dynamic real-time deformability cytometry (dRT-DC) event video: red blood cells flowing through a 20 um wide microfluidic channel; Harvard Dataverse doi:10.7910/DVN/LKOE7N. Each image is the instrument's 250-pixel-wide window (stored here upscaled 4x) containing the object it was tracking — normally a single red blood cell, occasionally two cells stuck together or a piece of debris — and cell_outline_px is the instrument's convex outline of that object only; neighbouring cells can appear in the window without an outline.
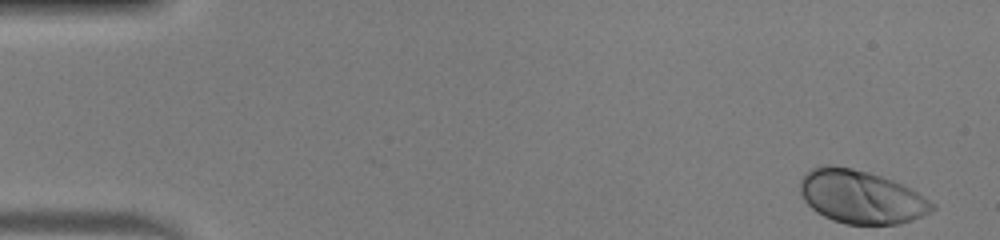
{"species": "human", "species_latin": "Homo sapiens", "temperature_condition": "warm", "stored_images_in_passage": 47, "camera_frame_rate_fps": 3000, "um_per_image_px": 0.085, "donor": {"sex": "male"}, "frame": {"image": 1, "passage_image": 1, "time_ms": 0.0, "image_size_px": [1000, 240], "cell_outline_px": [[936, 208], [912, 220], [900, 224], [844, 224], [832, 220], [816, 212], [804, 200], [800, 192], [800, 180], [812, 168], [824, 164], [828, 164], [852, 168], [868, 172], [892, 180], [916, 192], [936, 204]], "centroid_in_image_um": [73.16, 16.74], "position_along_channel_um": 11.8, "area_um2": 40.69}}
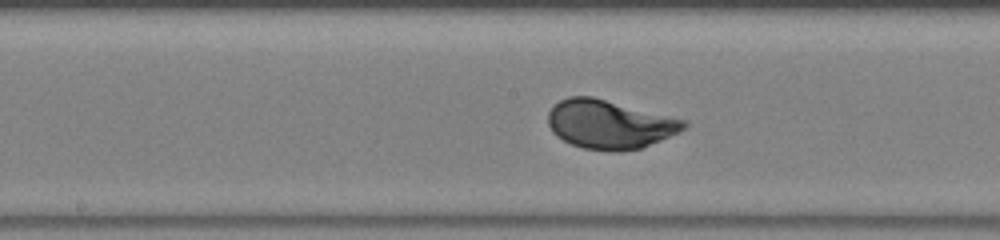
{"frame": {"image": 2, "passage_image": 24, "time_ms": 7.667, "image_size_px": [1000, 240], "cell_outline_px": [[688, 124], [680, 132], [640, 148], [620, 152], [608, 152], [584, 148], [572, 144], [556, 136], [552, 132], [548, 124], [548, 112], [560, 100], [568, 96], [592, 96], [688, 120]], "centroid_in_image_um": [51.82, 10.57], "position_along_channel_um": 196.4, "area_um2": 38.73}}
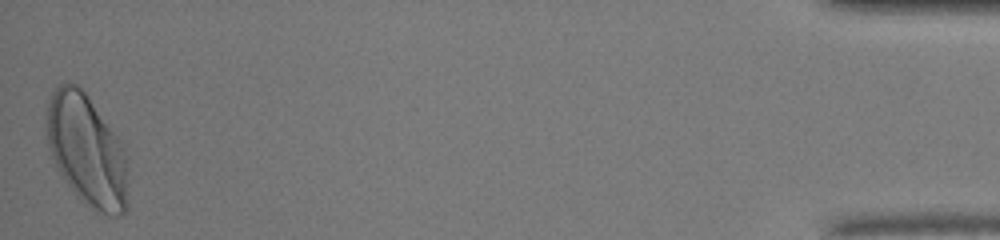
{"frame": {"image": 3, "passage_image": 47, "time_ms": 15.333, "image_size_px": [1000, 240], "cell_outline_px": [[128, 208], [124, 212], [116, 216], [108, 216], [84, 204], [76, 196], [56, 168], [48, 148], [44, 128], [48, 96], [60, 84], [76, 84], [84, 92], [112, 132], [128, 156]], "centroid_in_image_um": [7.35, 12.85], "position_along_channel_um": 427.9, "area_um2": 53.18}, "authors_computed_cell_mechanics": {"area_um2": 38.3792, "velocity_mm_per_s": 4.2149, "shape_relaxation_time_tau1_ms": 1.6295, "shape_relaxation_time_tau2_ms": null, "deformation_change_tau1": 0.1308, "deformation_change_tau2": null}}